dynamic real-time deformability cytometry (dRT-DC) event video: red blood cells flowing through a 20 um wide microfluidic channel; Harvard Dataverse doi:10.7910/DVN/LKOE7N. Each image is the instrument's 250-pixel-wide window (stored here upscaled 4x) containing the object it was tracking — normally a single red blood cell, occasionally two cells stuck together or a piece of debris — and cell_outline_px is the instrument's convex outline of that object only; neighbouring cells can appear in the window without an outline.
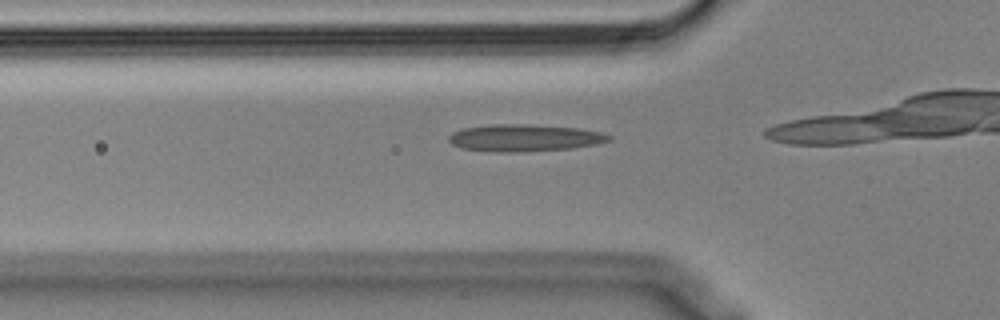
{"species": "Egyptian fruit bat (a non-hibernating species)", "species_latin": "Rousettus aegyptiacus", "temperature_condition": "cold", "stored_images_in_passage": 9, "camera_frame_rate_fps": 3000, "um_per_image_px": 0.085, "animal": {"sex": "male"}, "frame": {"image": 1, "passage_image": 4, "time_ms": 1.0, "image_size_px": [1000, 320], "cell_outline_px": [[612, 140], [596, 144], [572, 148], [520, 152], [496, 152], [460, 148], [452, 144], [448, 140], [448, 136], [452, 132], [464, 128], [492, 124], [528, 124], [580, 128], [600, 132], [612, 136]], "centroid_in_image_um": [44.57, 11.72], "position_along_channel_um": 81.2, "area_um2": 25.37}}